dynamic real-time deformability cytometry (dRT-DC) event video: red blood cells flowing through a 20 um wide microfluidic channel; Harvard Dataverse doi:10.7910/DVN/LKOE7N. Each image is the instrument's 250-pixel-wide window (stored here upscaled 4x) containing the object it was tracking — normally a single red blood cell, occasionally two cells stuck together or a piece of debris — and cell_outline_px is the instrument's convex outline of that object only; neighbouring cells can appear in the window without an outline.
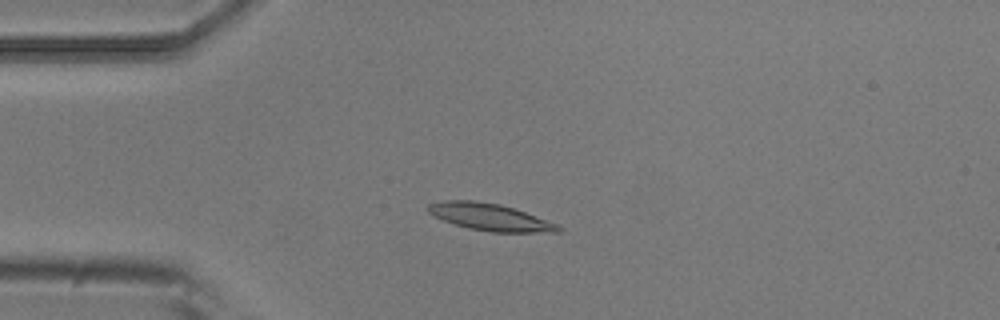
{"species": "common noctule bat (a hibernating species)", "species_latin": "Nyctalus noctula", "temperature_condition": "room temperature", "stored_images_in_passage": 5, "camera_frame_rate_fps": 3000, "um_per_image_px": 0.085, "animal": {"sex": "male", "body_mass_g": 20.5, "forearm_length_mm": 52.5}, "frame": {"image": 1, "passage_image": 3, "time_ms": 0.667, "image_size_px": [1000, 320], "cell_outline_px": [[564, 228], [560, 232], [492, 232], [468, 228], [444, 220], [428, 212], [424, 208], [428, 204], [444, 200], [476, 200], [500, 204], [536, 216], [556, 224]], "centroid_in_image_um": [41.63, 18.44], "position_along_channel_um": 43.4, "area_um2": 20.35}}